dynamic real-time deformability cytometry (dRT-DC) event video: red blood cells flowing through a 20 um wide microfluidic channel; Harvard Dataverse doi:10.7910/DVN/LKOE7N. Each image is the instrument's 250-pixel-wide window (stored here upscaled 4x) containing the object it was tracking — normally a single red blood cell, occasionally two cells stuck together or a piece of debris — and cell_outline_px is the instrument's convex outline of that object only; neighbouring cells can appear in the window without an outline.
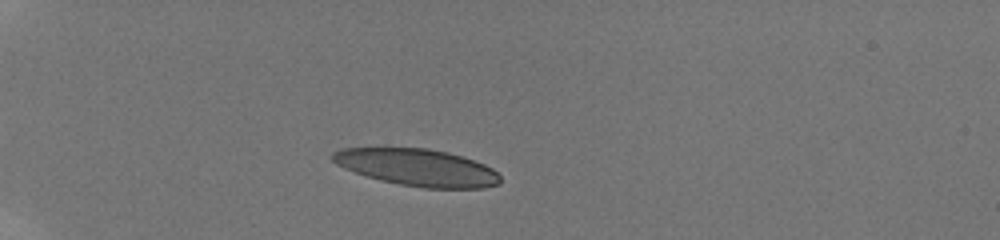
{"species": "human", "species_latin": "Homo sapiens", "temperature_condition": "room temperature", "stored_images_in_passage": 12, "camera_frame_rate_fps": 3000, "um_per_image_px": 0.085, "donor": {"sex": "male"}, "frame": {"image": 1, "passage_image": 9, "time_ms": 2.667, "image_size_px": [1000, 240], "cell_outline_px": [[500, 184], [484, 188], [424, 188], [400, 184], [380, 180], [344, 168], [336, 164], [332, 160], [332, 152], [340, 148], [428, 148], [448, 152], [484, 164], [492, 168], [500, 176]], "centroid_in_image_um": [35.48, 14.23], "position_along_channel_um": 49.5, "area_um2": 36.01}}
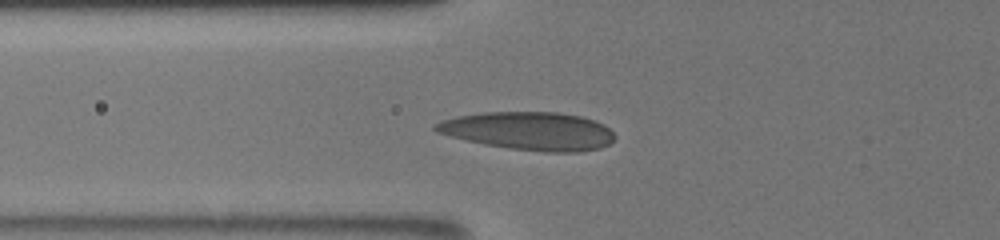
{"frame": {"image": 2, "passage_image": 12, "time_ms": 4.667, "image_size_px": [1000, 240], "cell_outline_px": [[616, 136], [608, 144], [600, 148], [580, 152], [544, 152], [508, 148], [484, 144], [436, 132], [432, 128], [436, 124], [444, 120], [456, 116], [484, 112], [560, 112], [580, 116], [596, 120], [604, 124]], "centroid_in_image_um": [45.0, 11.13], "position_along_channel_um": 80.8, "area_um2": 39.77}}